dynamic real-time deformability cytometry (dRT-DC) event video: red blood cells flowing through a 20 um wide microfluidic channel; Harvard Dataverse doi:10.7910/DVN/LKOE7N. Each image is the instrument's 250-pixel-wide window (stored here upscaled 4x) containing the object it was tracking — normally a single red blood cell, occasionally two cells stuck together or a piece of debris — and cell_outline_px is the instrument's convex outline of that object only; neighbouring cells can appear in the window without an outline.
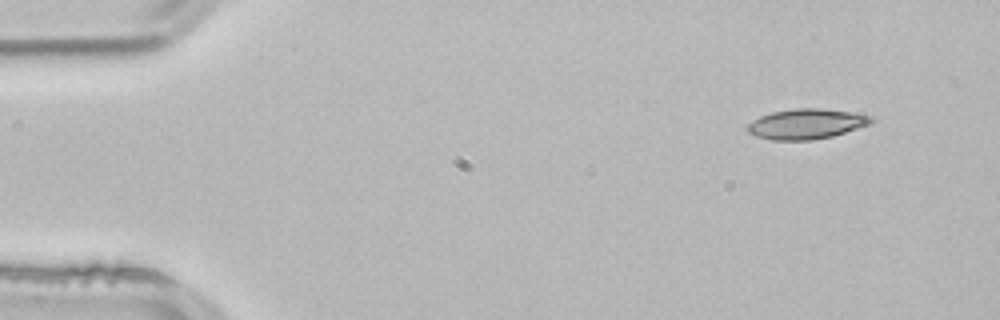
{"species": "common noctule bat (a hibernating species)", "species_latin": "Nyctalus noctula", "temperature_condition": "room temperature", "stored_images_in_passage": 3, "camera_frame_rate_fps": 3000, "um_per_image_px": 0.085, "animal": {"sex": "male", "body_mass_g": 21.5, "forearm_length_mm": 52.0}, "frame": {"image": 1, "passage_image": 1, "time_ms": 0.0, "image_size_px": [1000, 320], "cell_outline_px": [[876, 120], [872, 124], [832, 136], [812, 140], [772, 140], [756, 136], [748, 132], [744, 128], [752, 120], [760, 116], [772, 112], [796, 108], [820, 108], [848, 112], [872, 116]], "centroid_in_image_um": [68.53, 10.54], "position_along_channel_um": 16.5, "area_um2": 21.85}}
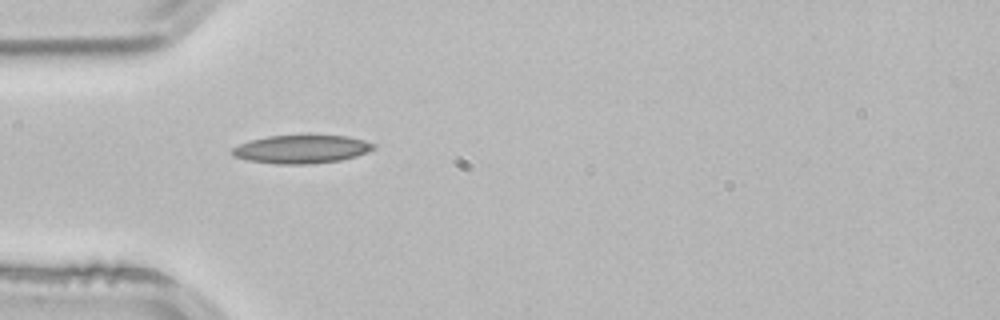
{"frame": {"image": 2, "passage_image": 3, "time_ms": 0.667, "image_size_px": [1000, 320], "cell_outline_px": [[376, 148], [368, 152], [356, 156], [340, 160], [304, 164], [276, 164], [248, 160], [232, 156], [232, 148], [240, 144], [252, 140], [268, 136], [308, 132], [348, 136], [364, 140], [376, 144]], "centroid_in_image_um": [25.67, 12.63], "position_along_channel_um": 59.3, "area_um2": 24.22}}